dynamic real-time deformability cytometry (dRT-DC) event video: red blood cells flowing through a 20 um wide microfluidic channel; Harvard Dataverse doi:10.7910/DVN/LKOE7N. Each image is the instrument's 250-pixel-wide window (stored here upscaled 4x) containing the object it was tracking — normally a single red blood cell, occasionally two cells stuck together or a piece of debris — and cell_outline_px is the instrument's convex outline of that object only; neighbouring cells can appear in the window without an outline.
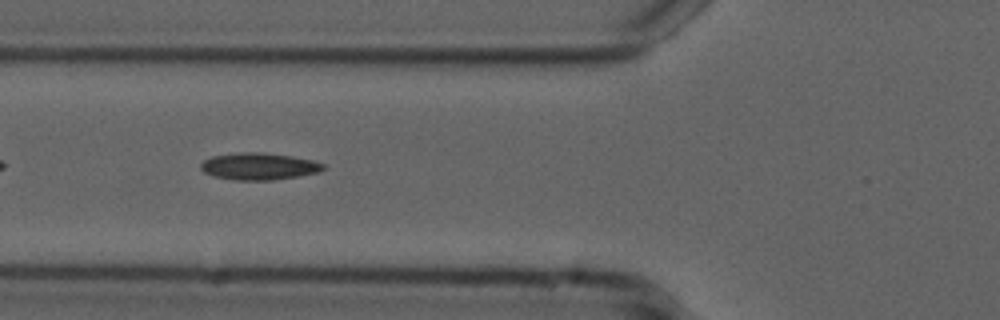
{"species": "common noctule bat (a hibernating species)", "species_latin": "Nyctalus noctula", "temperature_condition": "cold", "stored_images_in_passage": 37, "camera_frame_rate_fps": 3000, "um_per_image_px": 0.085, "animal": {"sex": "male", "forearm_length_mm": 52.5}, "frame": {"image": 1, "passage_image": 4, "time_ms": 1.0, "image_size_px": [1000, 320], "cell_outline_px": [[324, 168], [320, 172], [272, 180], [236, 180], [216, 176], [204, 172], [200, 168], [200, 164], [204, 160], [212, 156], [240, 152], [260, 152], [288, 156], [312, 160], [324, 164]], "centroid_in_image_um": [21.99, 14.13], "position_along_channel_um": 103.8, "area_um2": 18.96}}
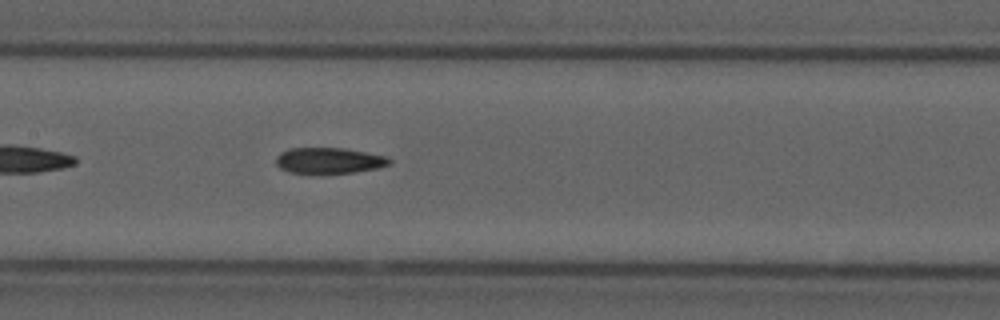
{"frame": {"image": 2, "passage_image": 10, "time_ms": 3.0, "image_size_px": [1000, 320], "cell_outline_px": [[392, 164], [380, 168], [352, 172], [320, 176], [288, 172], [280, 168], [276, 164], [276, 156], [280, 152], [288, 148], [344, 148], [388, 156], [392, 160]], "centroid_in_image_um": [27.96, 13.68], "position_along_channel_um": 179.4, "area_um2": 17.98}}
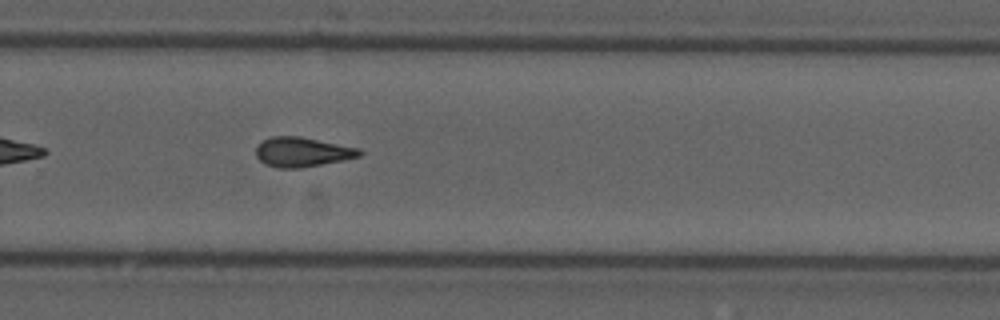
{"frame": {"image": 3, "passage_image": 20, "time_ms": 6.333, "image_size_px": [1000, 320], "cell_outline_px": [[364, 152], [360, 156], [344, 160], [300, 168], [280, 168], [264, 164], [256, 156], [256, 148], [264, 140], [272, 136], [300, 136], [360, 148]], "centroid_in_image_um": [25.72, 12.92], "position_along_channel_um": 304.1, "area_um2": 17.86}, "authors_computed_cell_mechanics": {"area_um2": 17.5712, "velocity_mm_per_s": 3.7522, "shape_relaxation_time_tau1_ms": 8.3766, "shape_relaxation_time_tau2_ms": 4.1524, "deformation_change_tau1": 0.1808, "deformation_change_tau2": 0.1305}}